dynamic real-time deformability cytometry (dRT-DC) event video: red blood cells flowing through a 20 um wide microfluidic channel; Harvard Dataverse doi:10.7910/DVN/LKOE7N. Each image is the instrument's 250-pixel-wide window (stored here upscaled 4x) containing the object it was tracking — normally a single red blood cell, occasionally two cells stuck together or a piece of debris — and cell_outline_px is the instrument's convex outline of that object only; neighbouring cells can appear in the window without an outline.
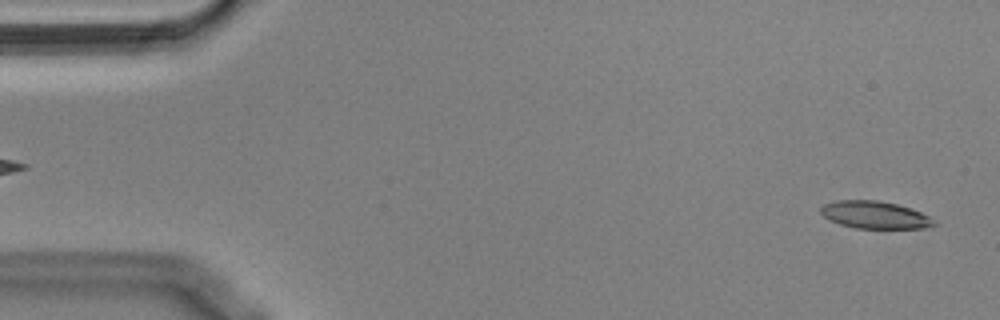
{"species": "Egyptian fruit bat (a non-hibernating species)", "species_latin": "Rousettus aegyptiacus", "temperature_condition": "cold", "stored_images_in_passage": 55, "camera_frame_rate_fps": 3000, "um_per_image_px": 0.085, "animal": {"sex": "male"}, "frame": {"image": 1, "passage_image": 2, "time_ms": 0.333, "image_size_px": [1000, 320], "cell_outline_px": [[940, 224], [924, 228], [856, 228], [840, 224], [824, 216], [820, 212], [820, 208], [824, 204], [836, 200], [876, 200], [896, 204], [920, 212], [928, 216]], "centroid_in_image_um": [74.37, 18.27], "position_along_channel_um": 10.6, "area_um2": 17.92}}
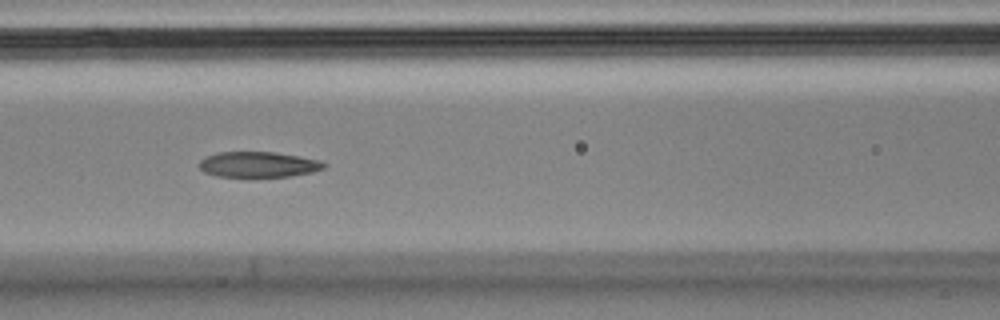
{"frame": {"image": 2, "passage_image": 23, "time_ms": 7.333, "image_size_px": [1000, 320], "cell_outline_px": [[328, 164], [324, 168], [312, 172], [288, 176], [216, 176], [204, 172], [200, 168], [200, 160], [204, 156], [216, 152], [272, 152], [320, 160]], "centroid_in_image_um": [21.93, 13.97], "position_along_channel_um": 144.7, "area_um2": 18.38}}
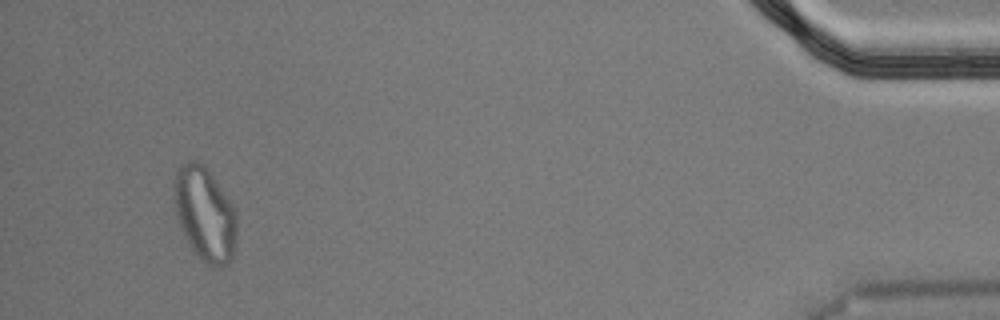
{"frame": {"image": 3, "passage_image": 52, "time_ms": 17.0, "image_size_px": [1000, 320], "cell_outline_px": [[236, 240], [232, 260], [220, 268], [216, 268], [204, 264], [200, 260], [184, 236], [176, 212], [176, 172], [180, 164], [184, 160], [200, 160], [204, 164], [236, 212]], "centroid_in_image_um": [17.43, 18.23], "position_along_channel_um": 417.8, "area_um2": 33.93}, "authors_computed_cell_mechanics": {"area_um2": 19.7676, "velocity_mm_per_s": 3.593, "shape_relaxation_time_tau1_ms": null, "shape_relaxation_time_tau2_ms": 3.2539, "deformation_change_tau1": null, "deformation_change_tau2": 0.1079}}